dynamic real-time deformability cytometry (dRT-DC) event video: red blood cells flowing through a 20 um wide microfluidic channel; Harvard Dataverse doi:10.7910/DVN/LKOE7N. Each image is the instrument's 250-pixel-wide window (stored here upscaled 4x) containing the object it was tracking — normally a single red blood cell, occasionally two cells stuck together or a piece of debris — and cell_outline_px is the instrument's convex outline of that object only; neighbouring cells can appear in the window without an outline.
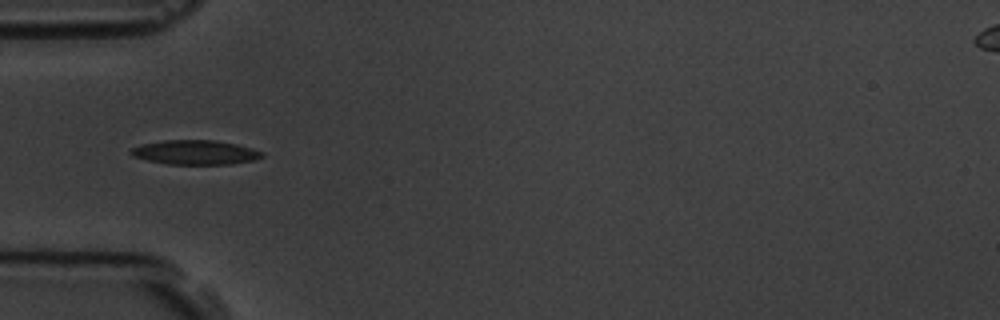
{"species": "common noctule bat (a hibernating species)", "species_latin": "Nyctalus noctula", "temperature_condition": "room temperature", "stored_images_in_passage": 5, "camera_frame_rate_fps": 3000, "um_per_image_px": 0.085, "animal": {"sex": "male", "body_mass_g": 19.5, "forearm_length_mm": 54.6}, "frame": {"image": 1, "passage_image": 5, "time_ms": 4.333, "image_size_px": [1000, 320], "cell_outline_px": [[264, 156], [252, 160], [232, 164], [168, 164], [148, 160], [132, 156], [128, 152], [132, 148], [140, 144], [164, 140], [212, 140], [236, 144], [252, 148], [264, 152]], "centroid_in_image_um": [16.57, 12.95], "position_along_channel_um": 68.4, "area_um2": 18.61}}